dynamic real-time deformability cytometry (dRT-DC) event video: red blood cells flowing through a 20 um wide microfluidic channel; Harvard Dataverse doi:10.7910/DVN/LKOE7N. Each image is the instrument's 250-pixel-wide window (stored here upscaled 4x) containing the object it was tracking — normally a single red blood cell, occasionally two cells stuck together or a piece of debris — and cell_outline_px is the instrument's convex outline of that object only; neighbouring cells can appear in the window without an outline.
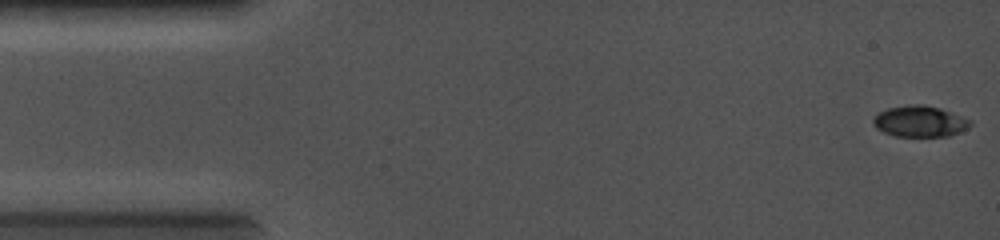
{"species": "common noctule bat (a hibernating species)", "species_latin": "Nyctalus noctula", "temperature_condition": "cold", "stored_images_in_passage": 9, "camera_frame_rate_fps": 5000, "um_per_image_px": 0.085, "animal": {"sex": "female", "body_mass_g": 19.0, "forearm_length_mm": 56.7}, "frame": {"image": 1, "passage_image": 1, "time_ms": 0.0, "image_size_px": [1000, 240], "cell_outline_px": [[972, 124], [968, 128], [960, 132], [948, 136], [896, 136], [884, 132], [876, 128], [872, 124], [872, 120], [880, 112], [888, 108], [912, 104], [924, 104], [940, 108], [952, 112], [972, 120]], "centroid_in_image_um": [78.21, 10.31], "position_along_channel_um": 6.8, "area_um2": 17.63}}
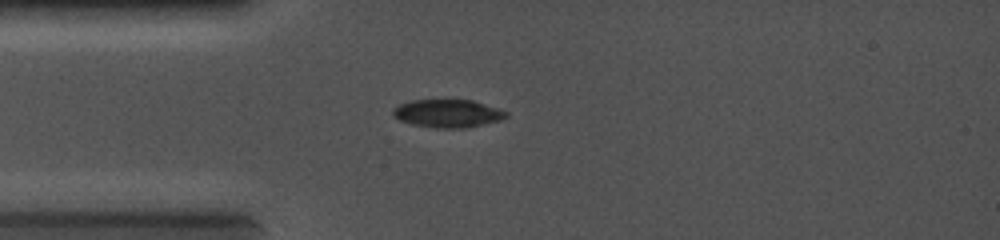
{"frame": {"image": 2, "passage_image": 6, "time_ms": 3.2, "image_size_px": [1000, 240], "cell_outline_px": [[508, 116], [500, 120], [484, 124], [464, 128], [436, 128], [412, 124], [400, 120], [392, 116], [392, 108], [400, 104], [412, 100], [472, 100], [508, 112]], "centroid_in_image_um": [38.02, 9.64], "position_along_channel_um": 47.0, "area_um2": 18.38}}
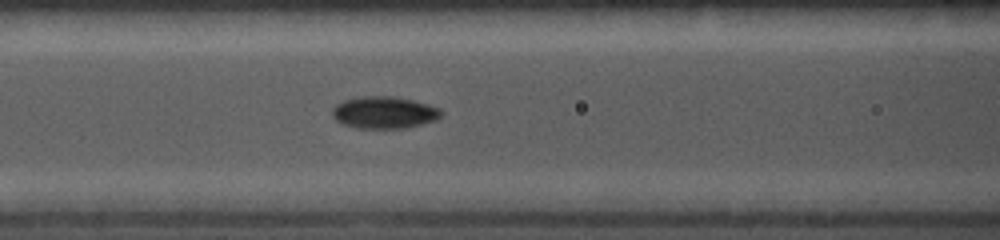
{"frame": {"image": 3, "passage_image": 9, "time_ms": 5.2, "image_size_px": [1000, 240], "cell_outline_px": [[444, 112], [436, 120], [404, 128], [356, 128], [340, 124], [332, 116], [332, 108], [336, 104], [344, 100], [364, 96], [392, 96], [412, 100], [428, 104], [440, 108]], "centroid_in_image_um": [32.63, 9.56], "position_along_channel_um": 134.0, "area_um2": 20.4}}